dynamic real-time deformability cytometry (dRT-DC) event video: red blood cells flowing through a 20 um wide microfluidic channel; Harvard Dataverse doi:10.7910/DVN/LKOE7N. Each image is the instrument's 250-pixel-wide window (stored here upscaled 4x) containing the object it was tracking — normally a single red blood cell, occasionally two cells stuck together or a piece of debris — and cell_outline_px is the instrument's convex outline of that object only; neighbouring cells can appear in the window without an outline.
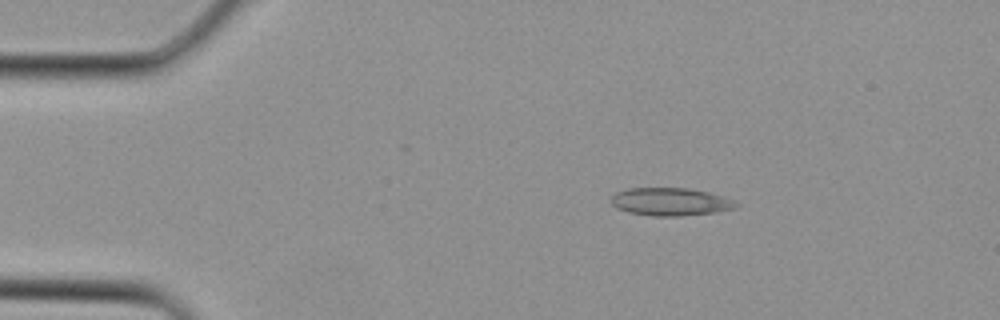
{"species": "Egyptian fruit bat (a non-hibernating species)", "species_latin": "Rousettus aegyptiacus", "temperature_condition": "cold", "stored_images_in_passage": 3, "camera_frame_rate_fps": 3000, "um_per_image_px": 0.085, "animal": {"sex": "female"}, "frame": {"image": 1, "passage_image": 3, "time_ms": 0.667, "image_size_px": [1000, 320], "cell_outline_px": [[740, 204], [736, 208], [716, 212], [680, 216], [652, 216], [628, 212], [616, 208], [612, 204], [612, 196], [616, 192], [628, 188], [688, 188], [708, 192], [736, 200]], "centroid_in_image_um": [57.02, 17.15], "position_along_channel_um": 28.0, "area_um2": 20.4}}